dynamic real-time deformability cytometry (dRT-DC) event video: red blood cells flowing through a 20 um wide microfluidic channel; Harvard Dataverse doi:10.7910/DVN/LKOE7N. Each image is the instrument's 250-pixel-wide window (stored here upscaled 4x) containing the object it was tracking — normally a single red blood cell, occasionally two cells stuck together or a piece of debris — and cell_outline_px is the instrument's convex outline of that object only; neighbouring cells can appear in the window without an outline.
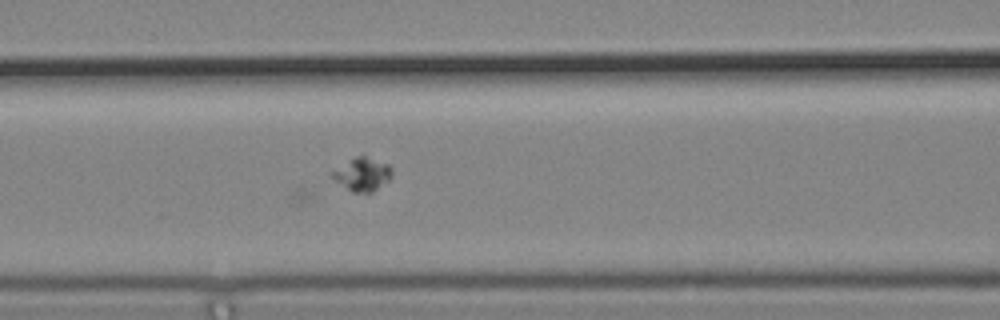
{"species": "common noctule bat (a hibernating species)", "species_latin": "Nyctalus noctula", "temperature_condition": "cold", "stored_images_in_passage": 41, "camera_frame_rate_fps": 3000, "um_per_image_px": 0.085, "animal": {"sex": "male", "body_mass_g": 19.2, "forearm_length_mm": 51.8}, "frame": {"image": 1, "passage_image": 25, "time_ms": 8.0, "image_size_px": [1000, 320], "cell_outline_px": [[392, 176], [388, 180], [372, 192], [352, 192], [336, 180], [332, 176], [332, 172], [356, 156], [364, 156], [388, 164], [392, 168]], "centroid_in_image_um": [30.85, 14.82], "position_along_channel_um": 135.8, "area_um2": 11.04}}
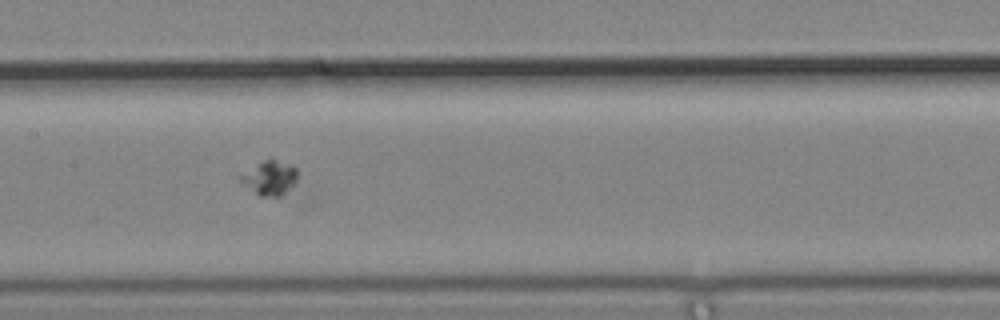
{"frame": {"image": 2, "passage_image": 29, "time_ms": 9.333, "image_size_px": [1000, 320], "cell_outline_px": [[296, 180], [280, 196], [260, 196], [240, 180], [240, 176], [260, 160], [268, 156], [272, 156], [296, 168]], "centroid_in_image_um": [22.92, 15.04], "position_along_channel_um": 184.5, "area_um2": 11.21}}
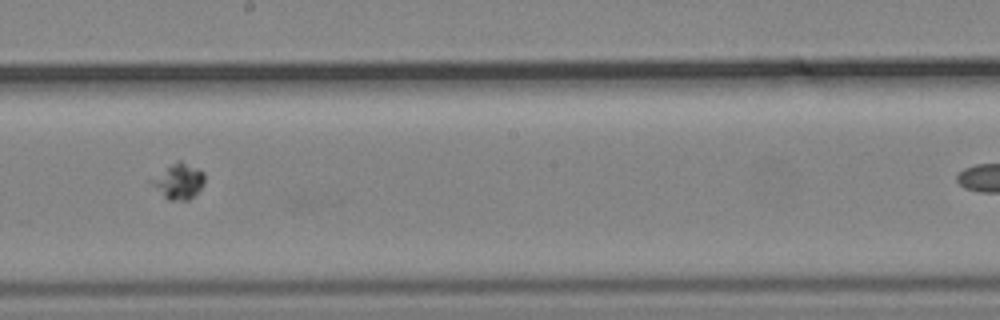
{"frame": {"image": 3, "passage_image": 33, "time_ms": 10.667, "image_size_px": [1000, 320], "cell_outline_px": [[204, 184], [188, 200], [168, 200], [148, 180], [172, 164], [180, 160], [204, 172]], "centroid_in_image_um": [15.19, 15.41], "position_along_channel_um": 233.0, "area_um2": 10.58}}